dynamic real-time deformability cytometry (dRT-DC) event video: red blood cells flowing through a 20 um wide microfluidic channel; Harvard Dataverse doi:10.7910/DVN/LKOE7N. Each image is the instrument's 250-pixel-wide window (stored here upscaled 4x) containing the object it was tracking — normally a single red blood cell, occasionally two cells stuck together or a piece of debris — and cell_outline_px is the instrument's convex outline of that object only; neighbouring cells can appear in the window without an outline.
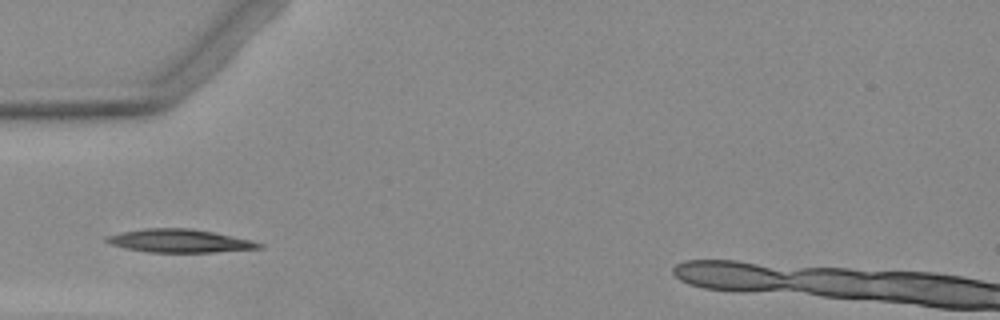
{"species": "Egyptian fruit bat (a non-hibernating species)", "species_latin": "Rousettus aegyptiacus", "temperature_condition": "warm", "stored_images_in_passage": 5, "camera_frame_rate_fps": 3000, "um_per_image_px": 0.085, "animal": {"sex": "female"}, "frame": {"image": 1, "passage_image": 2, "time_ms": 1.333, "image_size_px": [1000, 320], "cell_outline_px": [[264, 248], [212, 252], [148, 252], [124, 248], [108, 244], [104, 240], [108, 236], [124, 232], [144, 228], [192, 228], [252, 240], [260, 244]], "centroid_in_image_um": [15.24, 20.47], "position_along_channel_um": 69.8, "area_um2": 20.46}}
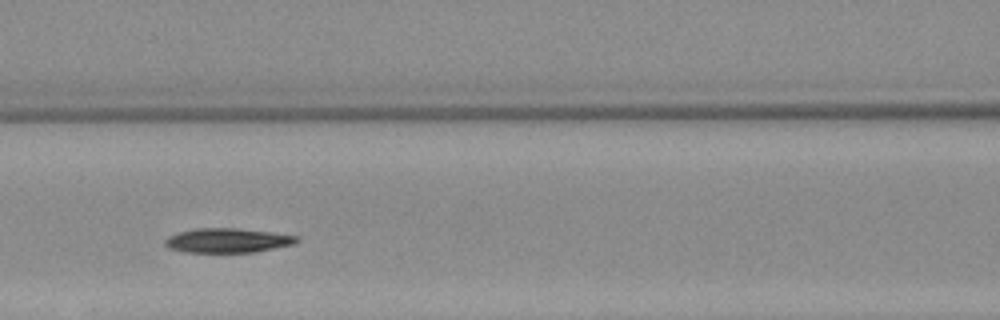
{"frame": {"image": 2, "passage_image": 4, "time_ms": 3.333, "image_size_px": [1000, 320], "cell_outline_px": [[300, 240], [292, 244], [252, 252], [184, 252], [168, 248], [164, 244], [164, 240], [168, 236], [180, 232], [196, 228], [236, 228], [268, 232], [296, 236]], "centroid_in_image_um": [19.26, 20.44], "position_along_channel_um": 147.3, "area_um2": 18.44}}
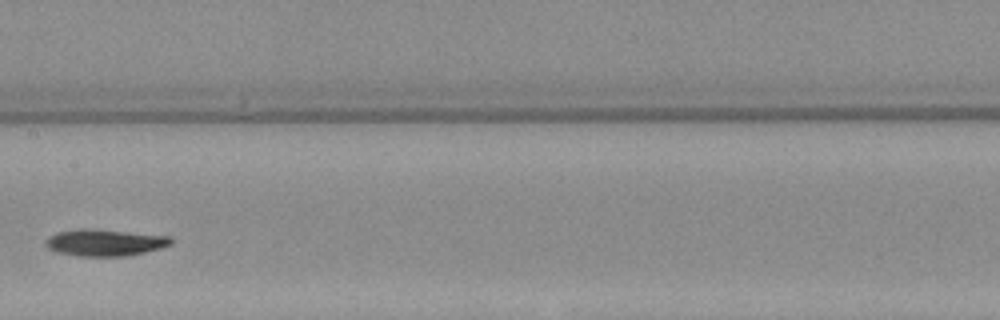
{"frame": {"image": 3, "passage_image": 5, "time_ms": 4.667, "image_size_px": [1000, 320], "cell_outline_px": [[176, 240], [172, 244], [160, 248], [128, 256], [76, 256], [56, 252], [48, 248], [48, 240], [52, 236], [60, 232], [84, 228], [172, 236]], "centroid_in_image_um": [9.01, 20.63], "position_along_channel_um": 198.4, "area_um2": 19.25}}